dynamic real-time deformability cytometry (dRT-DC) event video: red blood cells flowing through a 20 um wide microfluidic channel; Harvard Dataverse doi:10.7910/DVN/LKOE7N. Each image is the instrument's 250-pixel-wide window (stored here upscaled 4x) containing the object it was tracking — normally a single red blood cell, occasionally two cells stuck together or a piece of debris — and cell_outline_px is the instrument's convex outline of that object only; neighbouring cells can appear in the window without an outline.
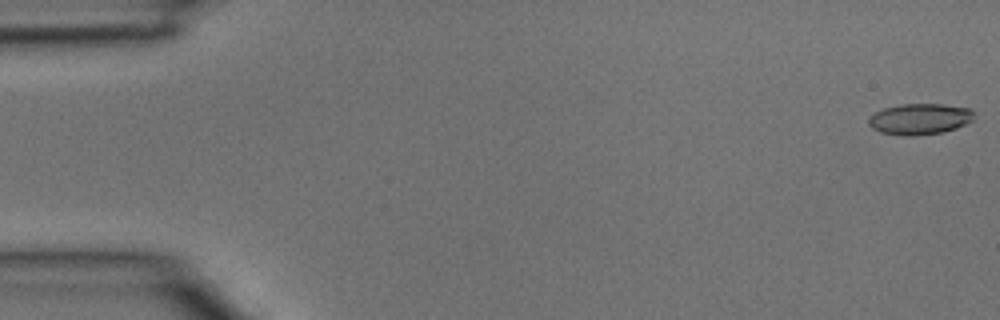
{"species": "common noctule bat (a hibernating species)", "species_latin": "Nyctalus noctula", "temperature_condition": "room temperature", "stored_images_in_passage": 5, "segment_of_instrument_passage": [1, 2], "camera_frame_rate_fps": 3000, "um_per_image_px": 0.085, "animal": {"sex": "male", "body_mass_g": 15.6}, "frame": {"image": 1, "passage_image": 1, "time_ms": 0.0, "image_size_px": [1000, 320], "cell_outline_px": [[976, 116], [972, 120], [956, 128], [944, 132], [912, 136], [904, 136], [880, 132], [872, 128], [868, 124], [868, 120], [876, 112], [884, 108], [900, 104], [944, 104], [972, 108]], "centroid_in_image_um": [78.21, 10.11], "position_along_channel_um": 6.8, "area_um2": 19.19}}